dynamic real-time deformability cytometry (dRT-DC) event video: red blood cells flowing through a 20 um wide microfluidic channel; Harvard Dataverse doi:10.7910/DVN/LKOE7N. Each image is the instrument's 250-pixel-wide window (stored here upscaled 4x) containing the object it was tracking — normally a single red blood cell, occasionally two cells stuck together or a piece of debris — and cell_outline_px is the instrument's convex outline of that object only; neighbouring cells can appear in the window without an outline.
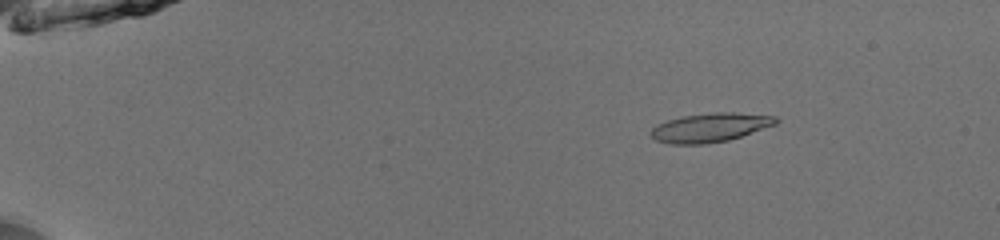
{"species": "common noctule bat (a hibernating species)", "species_latin": "Nyctalus noctula", "temperature_condition": "room temperature", "stored_images_in_passage": 45, "camera_frame_rate_fps": 3000, "um_per_image_px": 0.085, "animal": {"sex": "male", "body_mass_g": 13.0, "forearm_length_mm": 53.1}, "frame": {"image": 1, "passage_image": 1, "time_ms": 0.0, "image_size_px": [1000, 240], "cell_outline_px": [[780, 120], [776, 124], [728, 140], [708, 144], [668, 144], [656, 140], [648, 132], [656, 124], [680, 116], [712, 112], [736, 112], [776, 116]], "centroid_in_image_um": [60.33, 10.83], "position_along_channel_um": 24.7, "area_um2": 21.27}}
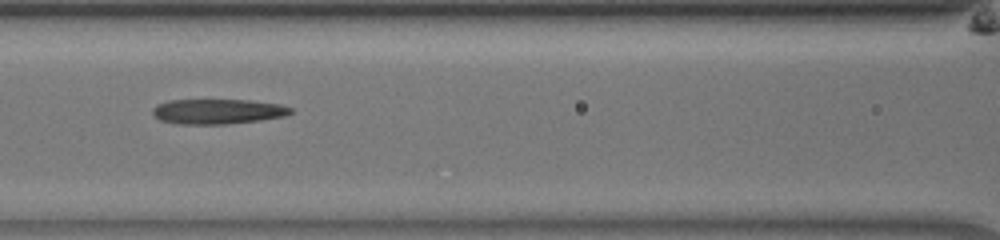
{"frame": {"image": 2, "passage_image": 18, "time_ms": 5.667, "image_size_px": [1000, 240], "cell_outline_px": [[292, 112], [284, 116], [260, 120], [228, 124], [176, 124], [160, 120], [152, 112], [152, 108], [156, 104], [168, 100], [248, 100], [280, 104], [292, 108]], "centroid_in_image_um": [18.48, 9.47], "position_along_channel_um": 148.1, "area_um2": 20.17}}
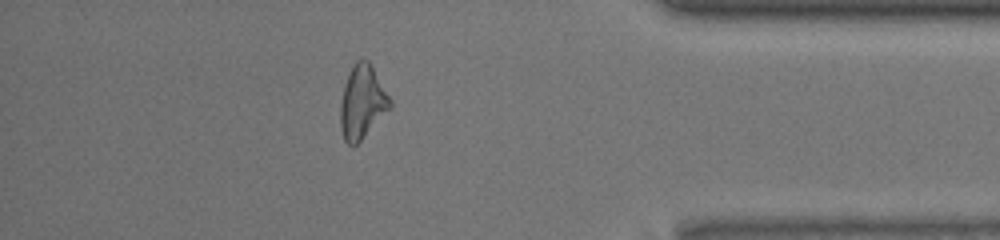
{"frame": {"image": 3, "passage_image": 39, "time_ms": 12.667, "image_size_px": [1000, 240], "cell_outline_px": [[392, 108], [352, 148], [344, 140], [340, 128], [340, 104], [344, 84], [352, 64], [356, 60], [368, 60], [392, 100]], "centroid_in_image_um": [30.79, 8.69], "position_along_channel_um": 404.4, "area_um2": 21.33}, "authors_computed_cell_mechanics": {"area_um2": 20.6924, "velocity_mm_per_s": 3.9814, "shape_relaxation_time_tau1_ms": 9.4539, "shape_relaxation_time_tau2_ms": 3.4425, "deformation_change_tau1": 0.2446, "deformation_change_tau2": 0.1421}}